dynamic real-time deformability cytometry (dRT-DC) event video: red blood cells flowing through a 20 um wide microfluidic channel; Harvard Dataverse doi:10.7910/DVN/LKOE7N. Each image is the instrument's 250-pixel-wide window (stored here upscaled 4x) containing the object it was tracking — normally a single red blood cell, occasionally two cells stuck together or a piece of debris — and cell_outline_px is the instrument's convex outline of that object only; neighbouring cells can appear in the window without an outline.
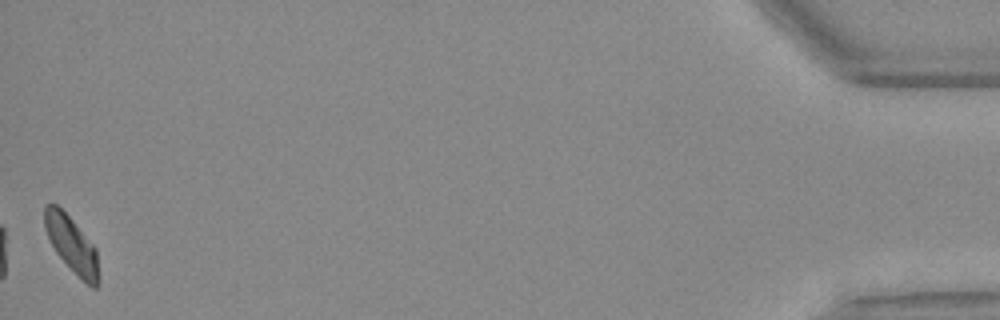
{"species": "Egyptian fruit bat (a non-hibernating species)", "species_latin": "Rousettus aegyptiacus", "temperature_condition": "warm", "stored_images_in_passage": 46, "camera_frame_rate_fps": 3000, "um_per_image_px": 0.085, "animal": {"sex": "female"}, "frame": {"image": 1, "passage_image": 46, "time_ms": 15.0, "image_size_px": [1000, 320], "cell_outline_px": [[100, 280], [96, 288], [92, 288], [56, 252], [44, 228], [44, 208], [48, 204], [56, 204], [72, 220], [96, 248]], "centroid_in_image_um": [6.11, 20.77], "position_along_channel_um": 429.1, "area_um2": 17.11}, "authors_computed_cell_mechanics": {"area_um2": 18.1781, "velocity_mm_per_s": 3.7218, "shape_relaxation_time_tau1_ms": 2.4436, "shape_relaxation_time_tau2_ms": 1.2112, "deformation_change_tau1": 0.1033, "deformation_change_tau2": 0.067}}